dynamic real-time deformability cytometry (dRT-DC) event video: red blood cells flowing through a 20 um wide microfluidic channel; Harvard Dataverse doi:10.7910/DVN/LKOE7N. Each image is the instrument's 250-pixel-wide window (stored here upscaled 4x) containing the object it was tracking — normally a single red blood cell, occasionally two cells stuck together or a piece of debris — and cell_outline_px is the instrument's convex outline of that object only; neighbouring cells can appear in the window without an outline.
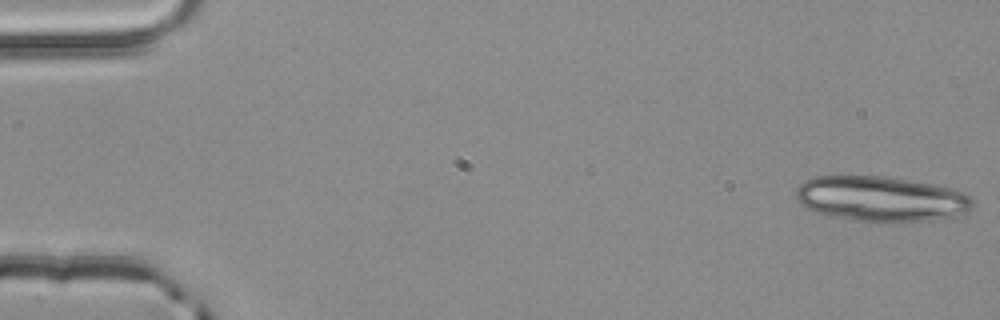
{"species": "common noctule bat (a hibernating species)", "species_latin": "Nyctalus noctula", "temperature_condition": "room temperature", "stored_images_in_passage": 2, "camera_frame_rate_fps": 3000, "um_per_image_px": 0.085, "animal": {"sex": "male", "body_mass_g": 20.4}, "frame": {"image": 1, "passage_image": 2, "time_ms": 0.333, "image_size_px": [1000, 320], "cell_outline_px": [[972, 208], [964, 216], [932, 220], [876, 224], [832, 216], [816, 212], [800, 204], [796, 196], [796, 188], [804, 180], [816, 176], [840, 172], [884, 176], [936, 184], [952, 188], [964, 192], [972, 196]], "centroid_in_image_um": [74.9, 16.88], "position_along_channel_um": 10.1, "area_um2": 48.61}}